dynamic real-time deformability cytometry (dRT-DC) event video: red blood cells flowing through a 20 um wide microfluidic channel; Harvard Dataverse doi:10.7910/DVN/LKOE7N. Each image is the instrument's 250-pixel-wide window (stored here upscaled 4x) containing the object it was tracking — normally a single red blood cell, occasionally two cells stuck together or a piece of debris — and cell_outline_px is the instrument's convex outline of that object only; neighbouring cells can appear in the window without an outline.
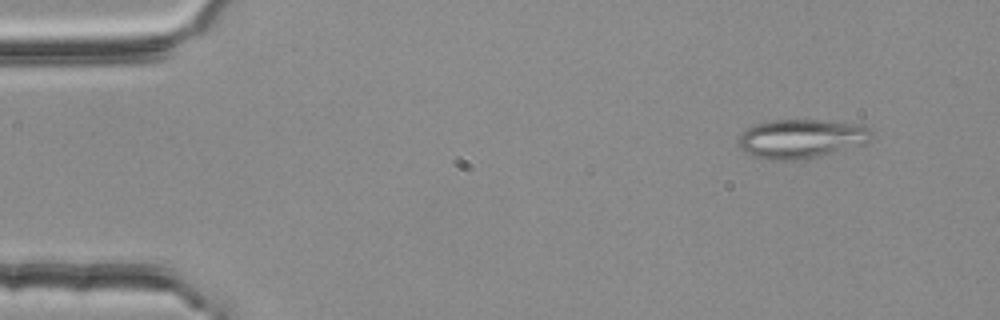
{"species": "common noctule bat (a hibernating species)", "species_latin": "Nyctalus noctula", "temperature_condition": "room temperature", "stored_images_in_passage": 3, "camera_frame_rate_fps": 3000, "um_per_image_px": 0.085, "animal": {"sex": "female", "body_mass_g": 25.1}, "frame": {"image": 1, "passage_image": 1, "time_ms": 0.0, "image_size_px": [1000, 320], "cell_outline_px": [[872, 140], [868, 144], [816, 156], [796, 160], [784, 160], [756, 156], [744, 152], [736, 148], [736, 144], [740, 136], [748, 128], [756, 124], [776, 120], [824, 120], [864, 124], [872, 132]], "centroid_in_image_um": [68.16, 11.77], "position_along_channel_um": 16.8, "area_um2": 30.29}}